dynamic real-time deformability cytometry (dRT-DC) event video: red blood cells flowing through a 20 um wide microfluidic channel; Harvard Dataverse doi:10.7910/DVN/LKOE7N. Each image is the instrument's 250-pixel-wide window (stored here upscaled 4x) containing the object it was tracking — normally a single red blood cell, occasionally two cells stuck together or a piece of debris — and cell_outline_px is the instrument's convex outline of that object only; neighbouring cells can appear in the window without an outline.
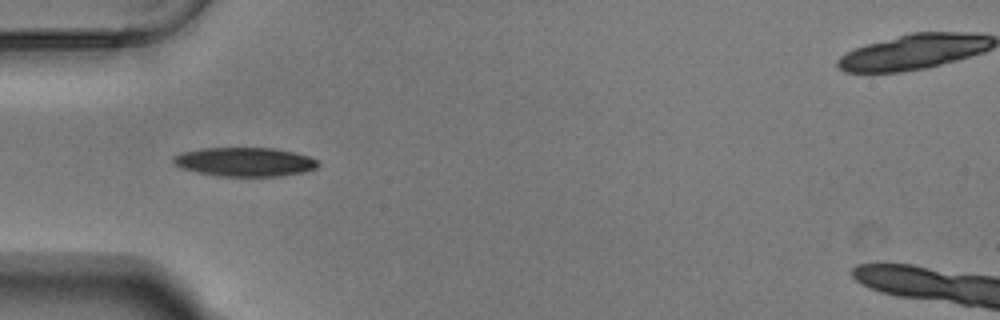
{"species": "Egyptian fruit bat (a non-hibernating species)", "species_latin": "Rousettus aegyptiacus", "temperature_condition": "warm", "stored_images_in_passage": 25, "camera_frame_rate_fps": 3000, "um_per_image_px": 0.085, "animal": {"sex": "male"}, "frame": {"image": 1, "passage_image": 4, "time_ms": 1.0, "image_size_px": [1000, 320], "cell_outline_px": [[320, 164], [316, 168], [304, 172], [280, 176], [220, 176], [196, 172], [180, 168], [172, 160], [172, 156], [184, 152], [200, 148], [276, 148], [296, 152], [308, 156], [316, 160]], "centroid_in_image_um": [20.81, 13.76], "position_along_channel_um": 64.2, "area_um2": 24.51}}
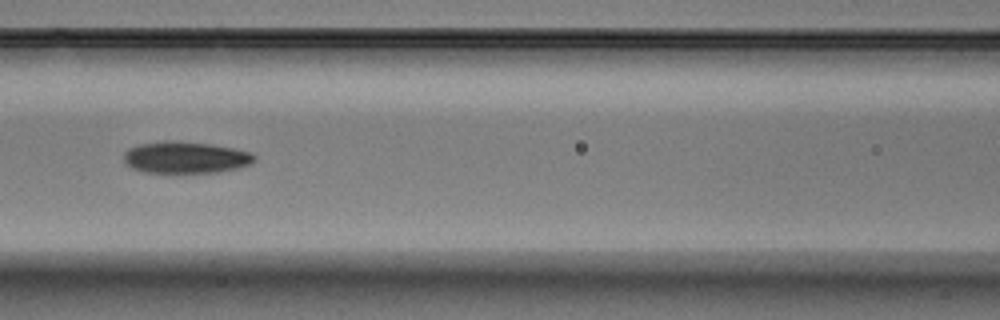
{"frame": {"image": 2, "passage_image": 11, "time_ms": 3.333, "image_size_px": [1000, 320], "cell_outline_px": [[256, 160], [252, 164], [236, 168], [216, 172], [172, 176], [144, 172], [132, 168], [124, 164], [124, 152], [128, 148], [140, 144], [164, 140], [172, 140], [212, 144], [252, 152], [256, 156]], "centroid_in_image_um": [15.74, 13.42], "position_along_channel_um": 150.9, "area_um2": 25.32}}